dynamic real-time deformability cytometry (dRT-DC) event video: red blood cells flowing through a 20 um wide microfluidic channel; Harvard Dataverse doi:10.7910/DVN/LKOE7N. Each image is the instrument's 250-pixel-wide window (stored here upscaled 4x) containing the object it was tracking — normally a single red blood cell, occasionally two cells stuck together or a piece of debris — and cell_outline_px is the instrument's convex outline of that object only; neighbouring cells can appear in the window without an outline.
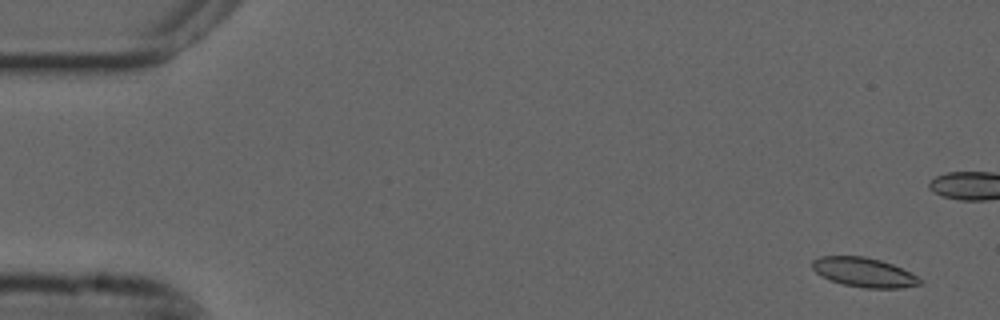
{"species": "common noctule bat (a hibernating species)", "species_latin": "Nyctalus noctula", "temperature_condition": "cold", "stored_images_in_passage": 37, "camera_frame_rate_fps": 3000, "um_per_image_px": 0.085, "animal": {"sex": "male", "forearm_length_mm": 52.5}, "frame": {"image": 1, "passage_image": 2, "time_ms": 0.333, "image_size_px": [1000, 320], "cell_outline_px": [[924, 284], [900, 288], [864, 288], [844, 284], [820, 276], [812, 268], [812, 260], [820, 256], [864, 256], [880, 260], [892, 264], [924, 280]], "centroid_in_image_um": [73.44, 23.15], "position_along_channel_um": 11.6, "area_um2": 18.38}}
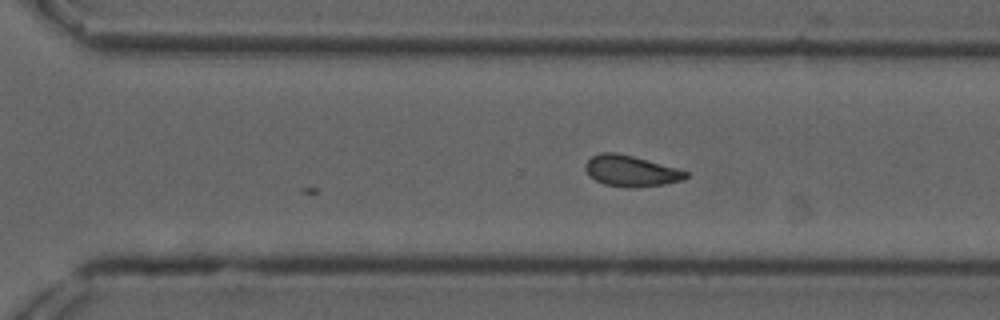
{"frame": {"image": 2, "passage_image": 37, "time_ms": 12.0, "image_size_px": [1000, 320], "cell_outline_px": [[688, 176], [684, 180], [664, 184], [604, 184], [596, 180], [584, 168], [584, 164], [592, 156], [600, 152], [616, 152], [632, 156], [676, 168], [688, 172]], "centroid_in_image_um": [53.61, 14.47], "position_along_channel_um": 317.0, "area_um2": 17.05}}